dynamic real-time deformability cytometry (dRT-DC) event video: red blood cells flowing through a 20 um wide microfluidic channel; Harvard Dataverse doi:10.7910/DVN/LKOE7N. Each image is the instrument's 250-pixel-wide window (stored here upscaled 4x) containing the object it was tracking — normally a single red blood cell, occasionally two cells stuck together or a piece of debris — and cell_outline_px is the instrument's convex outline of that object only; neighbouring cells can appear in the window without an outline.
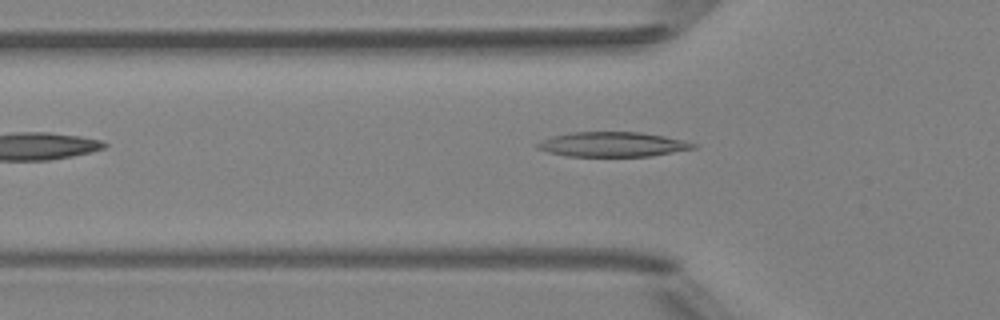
{"species": "Egyptian fruit bat (a non-hibernating species)", "species_latin": "Rousettus aegyptiacus", "temperature_condition": "room temperature", "stored_images_in_passage": 5, "camera_frame_rate_fps": 3000, "um_per_image_px": 0.085, "animal": {"sex": "female"}, "frame": {"image": 1, "passage_image": 4, "time_ms": 3.667, "image_size_px": [1000, 320], "cell_outline_px": [[700, 144], [696, 148], [652, 156], [568, 156], [548, 152], [536, 148], [536, 144], [540, 140], [552, 136], [572, 132], [640, 132], [664, 136], [684, 140]], "centroid_in_image_um": [52.09, 12.27], "position_along_channel_um": 73.7, "area_um2": 22.6}}
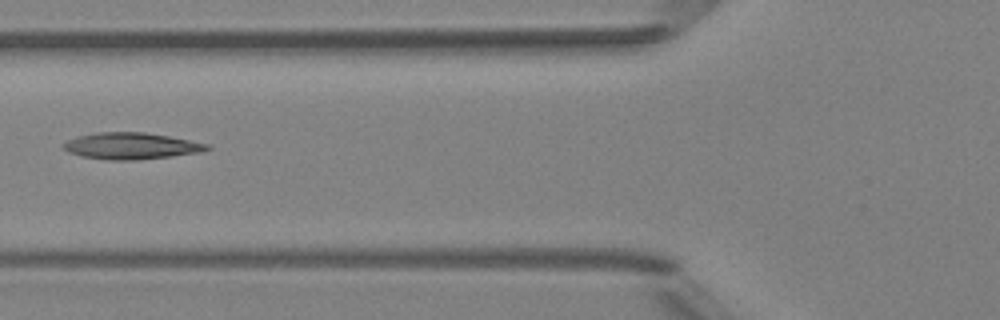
{"frame": {"image": 2, "passage_image": 5, "time_ms": 4.667, "image_size_px": [1000, 320], "cell_outline_px": [[212, 148], [200, 152], [172, 156], [136, 160], [104, 160], [80, 156], [68, 152], [60, 144], [68, 140], [80, 136], [96, 132], [144, 132], [168, 136], [208, 144]], "centroid_in_image_um": [11.11, 12.41], "position_along_channel_um": 114.7, "area_um2": 22.2}}